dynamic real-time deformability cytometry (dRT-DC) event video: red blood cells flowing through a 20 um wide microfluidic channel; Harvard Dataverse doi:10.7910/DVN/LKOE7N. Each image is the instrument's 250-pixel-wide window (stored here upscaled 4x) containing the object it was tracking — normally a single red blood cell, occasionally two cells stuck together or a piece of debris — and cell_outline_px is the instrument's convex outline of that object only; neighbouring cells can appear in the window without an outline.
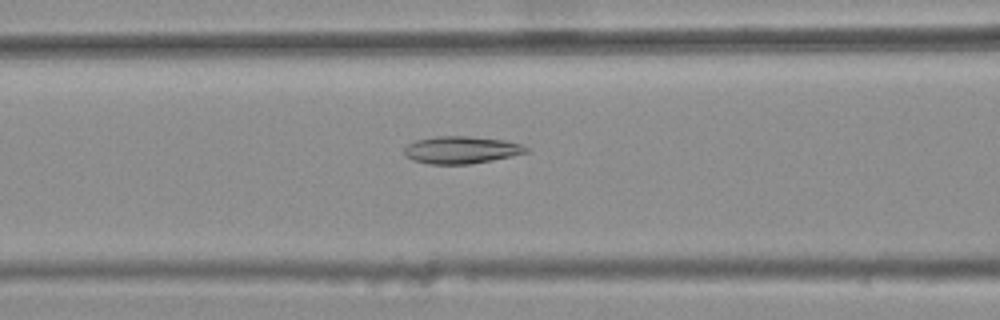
{"species": "common noctule bat (a hibernating species)", "species_latin": "Nyctalus noctula", "temperature_condition": "warm", "stored_images_in_passage": 36, "camera_frame_rate_fps": 3000, "um_per_image_px": 0.085, "animal": {"sex": "female", "body_mass_g": 25.1}, "frame": {"image": 1, "passage_image": 10, "time_ms": 3.0, "image_size_px": [1000, 320], "cell_outline_px": [[528, 152], [512, 156], [492, 160], [468, 164], [428, 164], [412, 160], [404, 156], [404, 148], [408, 144], [416, 140], [436, 136], [468, 136], [504, 140], [520, 144], [528, 148]], "centroid_in_image_um": [39.17, 12.74], "position_along_channel_um": 127.4, "area_um2": 19.42}}
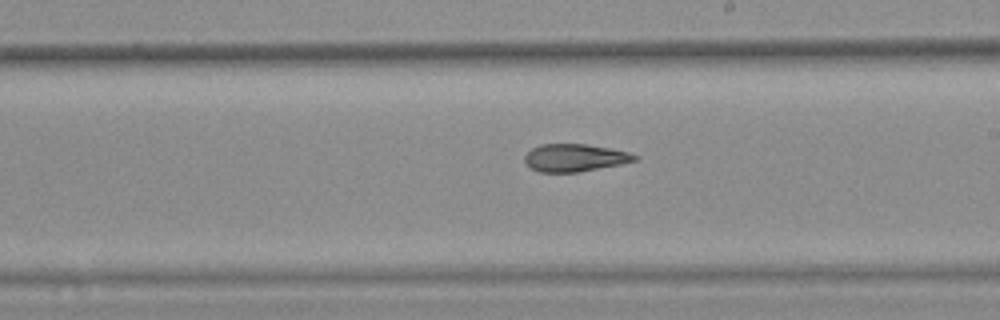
{"frame": {"image": 2, "passage_image": 19, "time_ms": 6.0, "image_size_px": [1000, 320], "cell_outline_px": [[640, 156], [636, 160], [620, 164], [576, 172], [540, 172], [528, 168], [524, 164], [524, 156], [532, 148], [540, 144], [588, 144], [612, 148], [628, 152]], "centroid_in_image_um": [48.82, 13.4], "position_along_channel_um": 240.2, "area_um2": 17.8}}
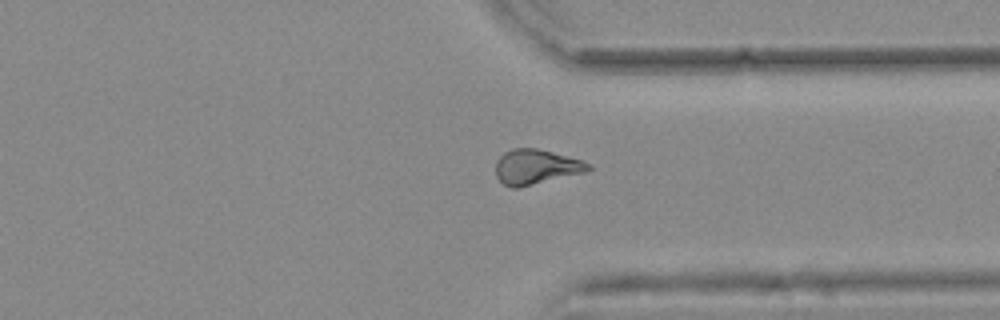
{"frame": {"image": 3, "passage_image": 29, "time_ms": 9.333, "image_size_px": [1000, 320], "cell_outline_px": [[592, 168], [584, 172], [516, 188], [512, 188], [504, 184], [496, 176], [496, 160], [504, 152], [512, 148], [536, 148], [552, 152], [580, 160], [592, 164]], "centroid_in_image_um": [45.53, 14.17], "position_along_channel_um": 365.9, "area_um2": 18.55}, "authors_computed_cell_mechanics": {"area_um2": 18.4382, "velocity_mm_per_s": 3.7711, "shape_relaxation_time_tau1_ms": null, "shape_relaxation_time_tau2_ms": 2.1104, "deformation_change_tau1": null, "deformation_change_tau2": 0.083}}